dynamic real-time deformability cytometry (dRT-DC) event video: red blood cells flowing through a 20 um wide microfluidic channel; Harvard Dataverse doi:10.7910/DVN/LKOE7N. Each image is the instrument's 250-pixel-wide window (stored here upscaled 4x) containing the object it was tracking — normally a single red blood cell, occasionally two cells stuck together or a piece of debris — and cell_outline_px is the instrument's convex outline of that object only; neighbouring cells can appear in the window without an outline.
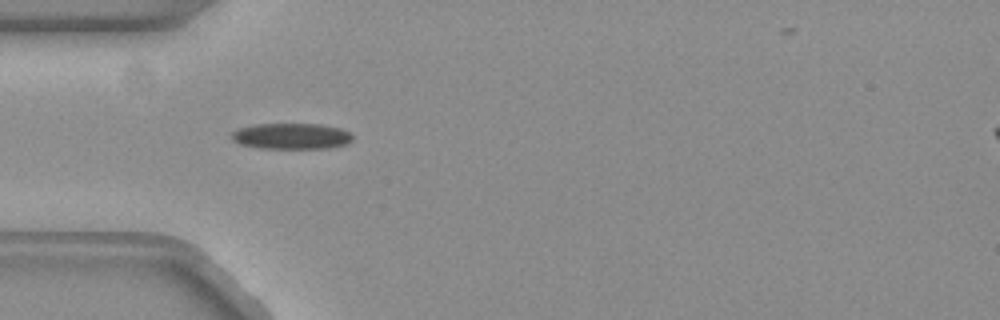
{"species": "common noctule bat (a hibernating species)", "species_latin": "Nyctalus noctula", "temperature_condition": "warm", "stored_images_in_passage": 32, "camera_frame_rate_fps": 3000, "um_per_image_px": 0.085, "animal": {"sex": "female", "body_mass_g": 19.3, "forearm_length_mm": 54.1}, "frame": {"image": 1, "passage_image": 1, "time_ms": 0.0, "image_size_px": [1000, 320], "cell_outline_px": [[352, 140], [344, 144], [328, 148], [260, 148], [240, 144], [232, 140], [232, 132], [240, 128], [256, 124], [320, 124], [340, 128], [348, 132], [352, 136]], "centroid_in_image_um": [24.75, 11.57], "position_along_channel_um": 60.2, "area_um2": 18.09}}
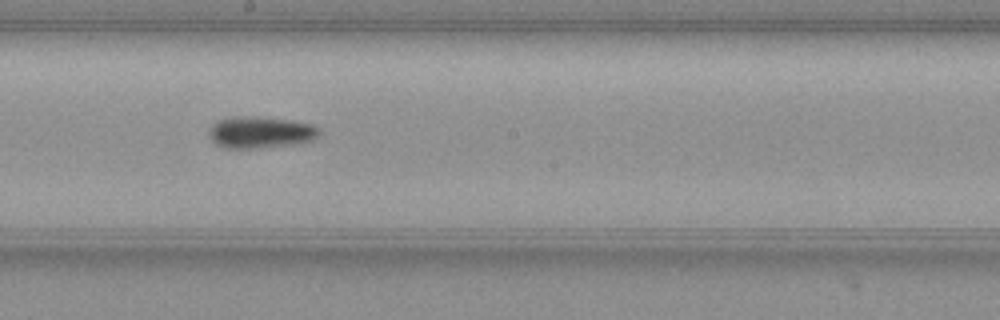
{"frame": {"image": 2, "passage_image": 14, "time_ms": 4.333, "image_size_px": [1000, 320], "cell_outline_px": [[320, 132], [312, 140], [296, 144], [256, 148], [224, 148], [216, 144], [212, 140], [208, 132], [212, 124], [220, 120], [236, 116], [248, 116], [288, 120], [312, 124], [320, 128]], "centroid_in_image_um": [22.13, 11.25], "position_along_channel_um": 226.1, "area_um2": 20.17}}
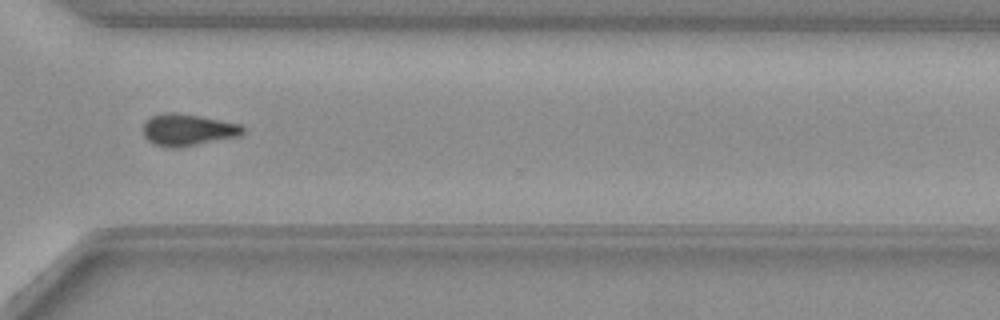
{"frame": {"image": 3, "passage_image": 24, "time_ms": 7.667, "image_size_px": [1000, 320], "cell_outline_px": [[244, 132], [240, 136], [180, 148], [168, 148], [156, 144], [148, 140], [144, 136], [144, 124], [152, 116], [168, 112], [176, 112], [200, 116], [240, 124], [244, 128]], "centroid_in_image_um": [15.99, 11.05], "position_along_channel_um": 354.6, "area_um2": 18.44}, "authors_computed_cell_mechanics": {"area_um2": 18.9295, "velocity_mm_per_s": 3.87, "shape_relaxation_time_tau1_ms": 7.4815, "shape_relaxation_time_tau2_ms": null, "deformation_change_tau1": 0.1956, "deformation_change_tau2": null}}